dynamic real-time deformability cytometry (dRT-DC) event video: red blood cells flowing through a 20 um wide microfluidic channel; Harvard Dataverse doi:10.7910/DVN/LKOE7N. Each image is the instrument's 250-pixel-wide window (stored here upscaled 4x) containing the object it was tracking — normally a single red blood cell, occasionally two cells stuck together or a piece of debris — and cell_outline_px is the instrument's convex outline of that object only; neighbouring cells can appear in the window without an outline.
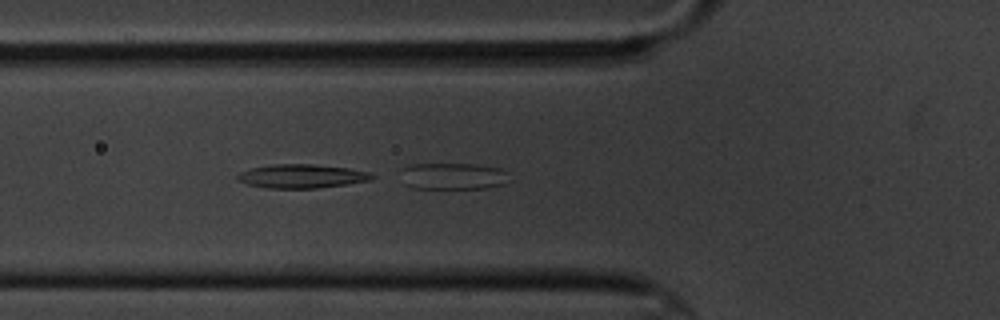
{"species": "common noctule bat (a hibernating species)", "species_latin": "Nyctalus noctula", "temperature_condition": "cold", "stored_images_in_passage": 5, "camera_frame_rate_fps": 3000, "um_per_image_px": 0.085, "animal": {"sex": "male", "body_mass_g": 20.1, "forearm_length_mm": 53.5}, "frame": {"image": 1, "passage_image": 5, "time_ms": 5.667, "image_size_px": [1000, 320], "cell_outline_px": [[512, 180], [504, 184], [488, 188], [412, 188], [404, 184], [404, 168], [408, 164], [476, 164], [500, 168], [508, 172]], "centroid_in_image_um": [38.61, 14.97], "position_along_channel_um": 87.2, "area_um2": 16.94}}